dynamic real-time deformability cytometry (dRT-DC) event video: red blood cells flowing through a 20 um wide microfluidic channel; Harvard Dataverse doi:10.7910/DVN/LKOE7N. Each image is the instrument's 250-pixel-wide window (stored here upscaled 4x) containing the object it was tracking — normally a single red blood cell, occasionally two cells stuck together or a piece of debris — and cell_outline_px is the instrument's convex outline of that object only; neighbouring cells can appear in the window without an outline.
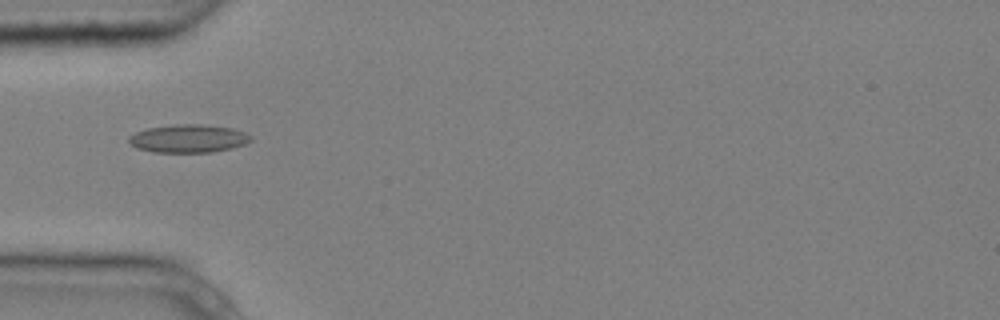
{"species": "common noctule bat (a hibernating species)", "species_latin": "Nyctalus noctula", "temperature_condition": "cold", "stored_images_in_passage": 7, "camera_frame_rate_fps": 3000, "um_per_image_px": 0.085, "animal": {"sex": "male", "body_mass_g": 20.4}, "frame": {"image": 1, "passage_image": 5, "time_ms": 1.333, "image_size_px": [1000, 320], "cell_outline_px": [[252, 140], [244, 144], [232, 148], [212, 152], [152, 152], [136, 148], [128, 140], [128, 136], [136, 132], [148, 128], [176, 124], [200, 124], [232, 128], [244, 132], [252, 136]], "centroid_in_image_um": [16.01, 11.78], "position_along_channel_um": 69.0, "area_um2": 19.94}}
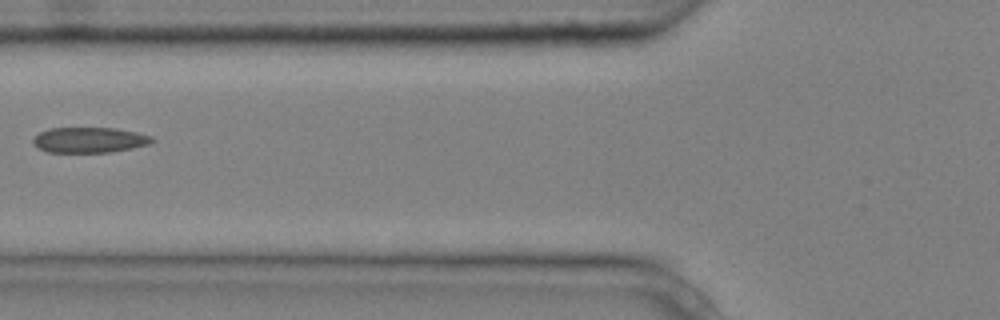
{"frame": {"image": 2, "passage_image": 6, "time_ms": 1.667, "image_size_px": [1000, 320], "cell_outline_px": [[156, 140], [148, 144], [132, 148], [112, 152], [48, 152], [40, 148], [32, 140], [40, 132], [48, 128], [116, 128], [136, 132], [152, 136]], "centroid_in_image_um": [7.64, 11.89], "position_along_channel_um": 118.2, "area_um2": 17.51}}